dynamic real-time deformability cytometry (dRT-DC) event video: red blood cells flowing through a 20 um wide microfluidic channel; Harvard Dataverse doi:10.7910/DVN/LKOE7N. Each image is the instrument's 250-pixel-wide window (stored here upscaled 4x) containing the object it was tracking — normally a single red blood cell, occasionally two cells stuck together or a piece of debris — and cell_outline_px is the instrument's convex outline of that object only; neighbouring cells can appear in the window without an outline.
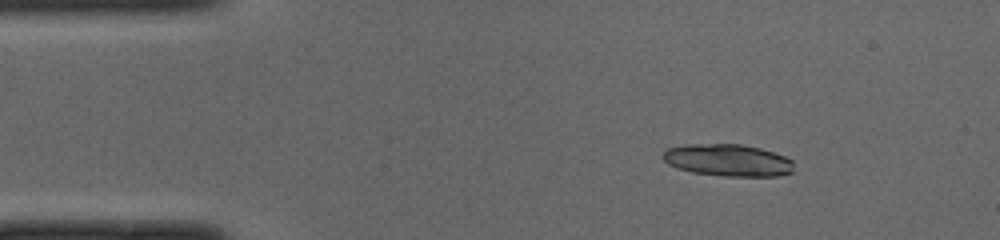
{"species": "common noctule bat (a hibernating species)", "species_latin": "Nyctalus noctula", "temperature_condition": "cold", "stored_images_in_passage": 43, "segment_of_instrument_passage": [1, 2], "camera_frame_rate_fps": 3000, "um_per_image_px": 0.085, "animal": {"sex": "male", "body_mass_g": 19.0, "forearm_length_mm": 50.8}, "frame": {"image": 1, "passage_image": 1, "time_ms": 0.0, "image_size_px": [1000, 240], "cell_outline_px": [[792, 172], [780, 176], [724, 176], [692, 172], [676, 168], [668, 164], [660, 156], [668, 148], [684, 144], [740, 144], [760, 148], [784, 156], [792, 160]], "centroid_in_image_um": [61.83, 13.62], "position_along_channel_um": 23.2, "area_um2": 24.51}}